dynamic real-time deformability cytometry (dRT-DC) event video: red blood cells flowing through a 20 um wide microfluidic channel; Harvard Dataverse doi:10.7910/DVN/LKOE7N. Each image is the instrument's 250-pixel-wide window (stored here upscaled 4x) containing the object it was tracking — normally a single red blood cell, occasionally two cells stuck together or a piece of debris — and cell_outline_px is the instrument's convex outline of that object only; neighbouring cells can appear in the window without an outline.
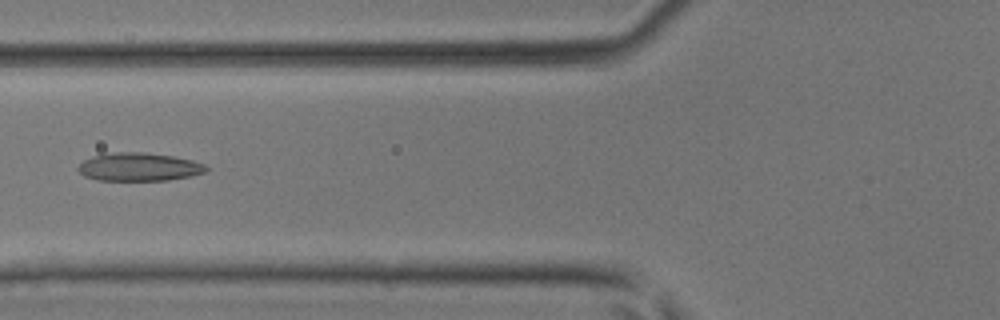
{"species": "common noctule bat (a hibernating species)", "species_latin": "Nyctalus noctula", "temperature_condition": "room temperature", "stored_images_in_passage": 32, "camera_frame_rate_fps": 3000, "um_per_image_px": 0.085, "animal": {"sex": "male", "body_mass_g": 17.9, "forearm_length_mm": 54.2}, "frame": {"image": 1, "passage_image": 5, "time_ms": 1.333, "image_size_px": [1000, 320], "cell_outline_px": [[208, 168], [204, 172], [188, 176], [168, 180], [96, 180], [84, 176], [76, 168], [84, 160], [92, 156], [112, 152], [144, 152], [172, 156], [192, 160], [204, 164]], "centroid_in_image_um": [11.77, 14.18], "position_along_channel_um": 114.0, "area_um2": 20.92}}
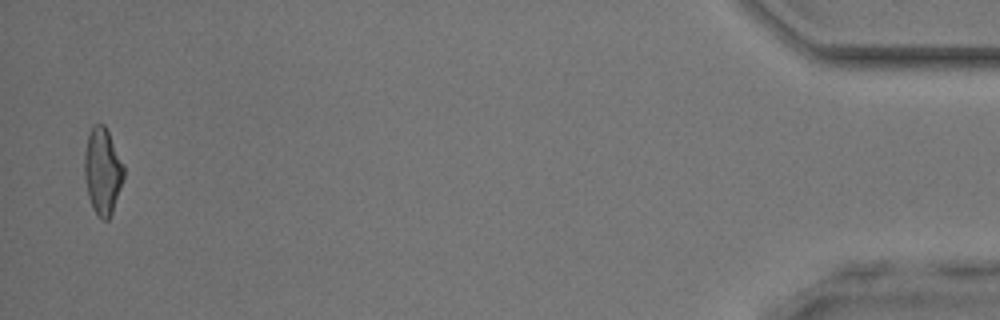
{"frame": {"image": 2, "passage_image": 32, "time_ms": 10.333, "image_size_px": [1000, 320], "cell_outline_px": [[124, 176], [112, 212], [108, 220], [104, 220], [92, 208], [88, 196], [84, 176], [84, 152], [88, 136], [92, 128], [96, 124], [104, 124], [124, 164]], "centroid_in_image_um": [8.71, 14.54], "position_along_channel_um": 426.5, "area_um2": 19.59}}